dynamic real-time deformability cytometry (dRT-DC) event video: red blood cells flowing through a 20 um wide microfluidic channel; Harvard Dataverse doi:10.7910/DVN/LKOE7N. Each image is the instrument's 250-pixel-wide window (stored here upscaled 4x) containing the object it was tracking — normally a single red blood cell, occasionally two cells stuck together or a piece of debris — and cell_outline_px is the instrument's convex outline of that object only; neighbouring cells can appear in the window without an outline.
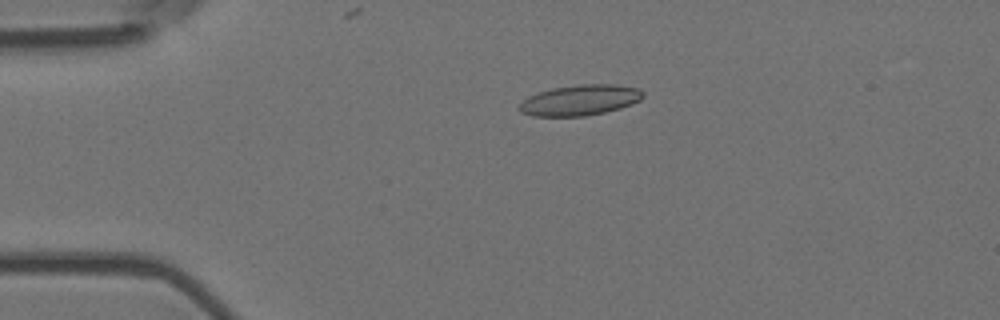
{"species": "Egyptian fruit bat (a non-hibernating species)", "species_latin": "Rousettus aegyptiacus", "temperature_condition": "room temperature", "stored_images_in_passage": 4, "camera_frame_rate_fps": 3000, "um_per_image_px": 0.085, "animal": {"sex": "female"}, "frame": {"image": 1, "passage_image": 3, "time_ms": 0.667, "image_size_px": [1000, 320], "cell_outline_px": [[644, 96], [640, 100], [632, 104], [620, 108], [604, 112], [584, 116], [532, 116], [520, 112], [516, 108], [528, 96], [536, 92], [552, 88], [580, 84], [616, 84], [636, 88], [644, 92]], "centroid_in_image_um": [49.27, 8.51], "position_along_channel_um": 35.7, "area_um2": 22.2}}